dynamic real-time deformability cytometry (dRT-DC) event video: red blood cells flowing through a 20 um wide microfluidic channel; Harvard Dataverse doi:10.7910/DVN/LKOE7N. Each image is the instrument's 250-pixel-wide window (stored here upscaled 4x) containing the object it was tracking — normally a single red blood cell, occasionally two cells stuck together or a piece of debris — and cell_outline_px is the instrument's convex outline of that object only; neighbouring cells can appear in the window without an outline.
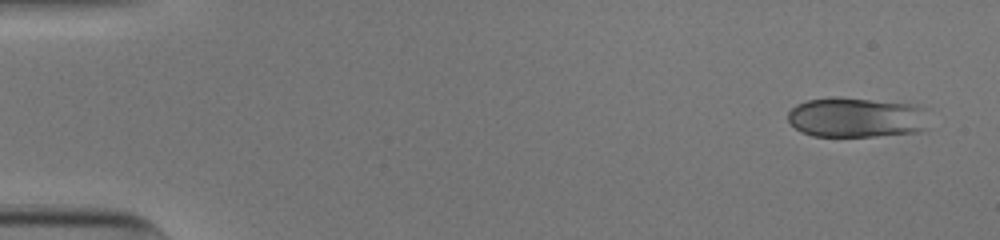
{"species": "human", "species_latin": "Homo sapiens", "temperature_condition": "cold", "stored_images_in_passage": 50, "camera_frame_rate_fps": 3000, "um_per_image_px": 0.085, "donor": {"sex": "male"}, "frame": {"image": 1, "passage_image": 1, "time_ms": 0.0, "image_size_px": [1000, 240], "cell_outline_px": [[932, 108], [928, 128], [920, 132], [876, 136], [812, 136], [800, 132], [788, 120], [788, 112], [796, 104], [808, 100], [832, 96], [840, 96], [916, 104]], "centroid_in_image_um": [72.93, 9.96], "position_along_channel_um": 12.1, "area_um2": 34.16}}
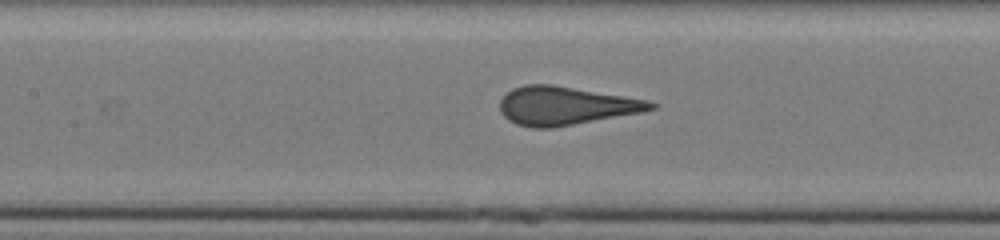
{"frame": {"image": 2, "passage_image": 23, "time_ms": 7.333, "image_size_px": [1000, 240], "cell_outline_px": [[656, 108], [644, 112], [552, 128], [532, 128], [516, 124], [508, 120], [500, 112], [500, 100], [512, 88], [524, 84], [552, 84], [648, 100], [656, 104]], "centroid_in_image_um": [48.06, 8.99], "position_along_channel_um": 159.3, "area_um2": 33.81}}
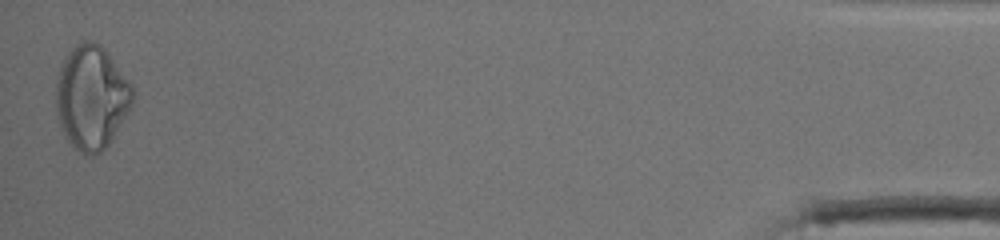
{"frame": {"image": 3, "passage_image": 50, "time_ms": 16.333, "image_size_px": [1000, 240], "cell_outline_px": [[136, 92], [132, 104], [128, 112], [108, 144], [100, 152], [92, 156], [88, 156], [80, 152], [64, 136], [56, 112], [56, 76], [64, 56], [76, 44], [84, 40], [88, 40], [100, 44], [104, 48], [132, 84]], "centroid_in_image_um": [7.77, 8.25], "position_along_channel_um": 427.4, "area_um2": 46.53}}